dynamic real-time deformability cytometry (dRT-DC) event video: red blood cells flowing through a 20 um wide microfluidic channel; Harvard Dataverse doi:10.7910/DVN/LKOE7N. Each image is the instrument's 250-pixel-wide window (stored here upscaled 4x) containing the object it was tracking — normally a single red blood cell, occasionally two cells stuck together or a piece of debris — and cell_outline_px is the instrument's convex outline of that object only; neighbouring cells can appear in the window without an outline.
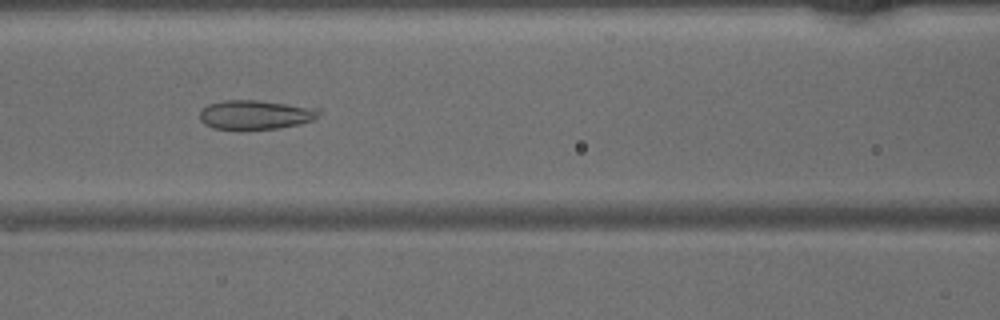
{"species": "common noctule bat (a hibernating species)", "species_latin": "Nyctalus noctula", "temperature_condition": "warm", "stored_images_in_passage": 46, "camera_frame_rate_fps": 3000, "um_per_image_px": 0.085, "animal": {"sex": "male", "body_mass_g": 15.6}, "frame": {"image": 1, "passage_image": 19, "time_ms": 6.0, "image_size_px": [1000, 320], "cell_outline_px": [[320, 112], [312, 120], [300, 124], [280, 128], [212, 128], [204, 124], [200, 120], [200, 108], [208, 104], [224, 100], [256, 100], [320, 108]], "centroid_in_image_um": [21.68, 9.73], "position_along_channel_um": 144.9, "area_um2": 20.06}}
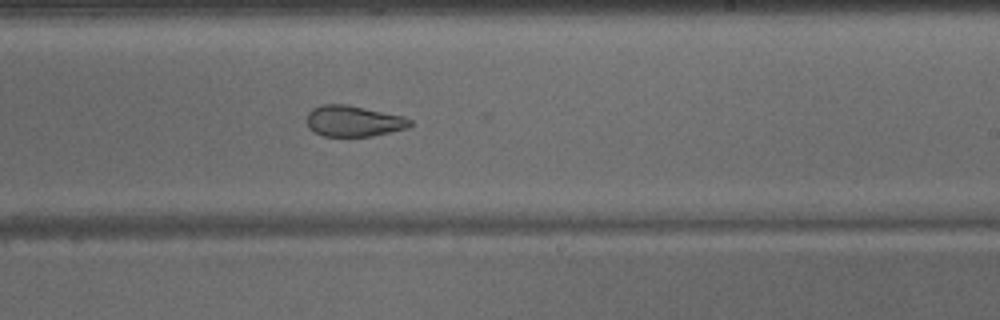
{"frame": {"image": 2, "passage_image": 27, "time_ms": 8.667, "image_size_px": [1000, 320], "cell_outline_px": [[412, 124], [408, 128], [372, 136], [324, 136], [308, 128], [308, 112], [312, 108], [324, 104], [344, 104], [404, 116], [412, 120]], "centroid_in_image_um": [30.07, 10.29], "position_along_channel_um": 258.9, "area_um2": 18.5}}
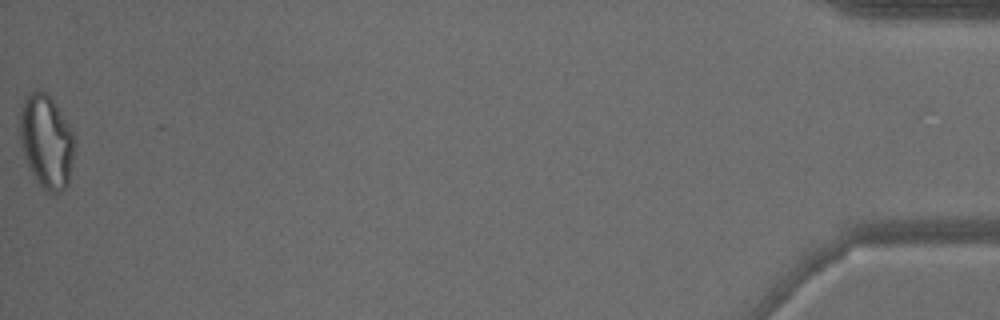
{"frame": {"image": 3, "passage_image": 46, "time_ms": 15.0, "image_size_px": [1000, 320], "cell_outline_px": [[76, 144], [68, 184], [60, 192], [52, 196], [44, 192], [40, 188], [24, 156], [20, 144], [20, 108], [24, 100], [36, 88], [40, 88], [48, 92], [72, 128], [76, 136]], "centroid_in_image_um": [3.97, 12.03], "position_along_channel_um": 431.2, "area_um2": 30.69}}